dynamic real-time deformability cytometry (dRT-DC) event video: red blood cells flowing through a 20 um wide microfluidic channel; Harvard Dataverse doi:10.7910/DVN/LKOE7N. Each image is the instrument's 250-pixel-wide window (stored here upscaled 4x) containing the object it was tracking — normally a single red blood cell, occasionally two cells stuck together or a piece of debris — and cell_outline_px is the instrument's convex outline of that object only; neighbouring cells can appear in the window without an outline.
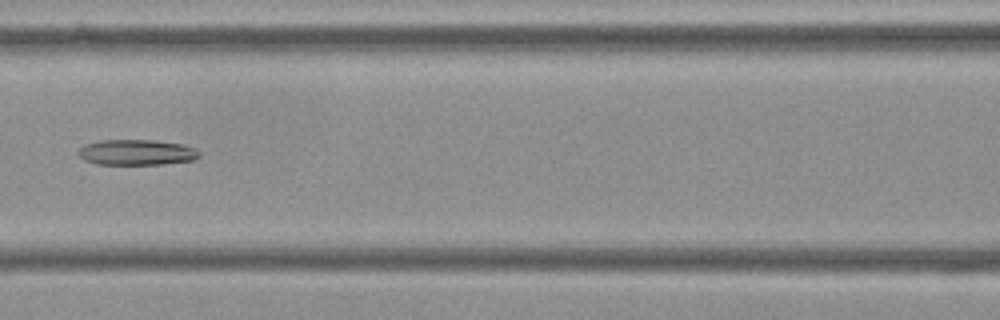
{"species": "Egyptian fruit bat (a non-hibernating species)", "species_latin": "Rousettus aegyptiacus", "temperature_condition": "cold", "stored_images_in_passage": 7, "camera_frame_rate_fps": 3000, "um_per_image_px": 0.085, "frame": {"image": 1, "passage_image": 7, "time_ms": 2.0, "image_size_px": [1000, 320], "cell_outline_px": [[200, 156], [196, 160], [164, 164], [96, 164], [84, 160], [76, 152], [84, 144], [100, 140], [156, 140], [184, 144], [196, 148], [200, 152]], "centroid_in_image_um": [11.65, 12.94], "position_along_channel_um": 155.0, "area_um2": 18.32}}